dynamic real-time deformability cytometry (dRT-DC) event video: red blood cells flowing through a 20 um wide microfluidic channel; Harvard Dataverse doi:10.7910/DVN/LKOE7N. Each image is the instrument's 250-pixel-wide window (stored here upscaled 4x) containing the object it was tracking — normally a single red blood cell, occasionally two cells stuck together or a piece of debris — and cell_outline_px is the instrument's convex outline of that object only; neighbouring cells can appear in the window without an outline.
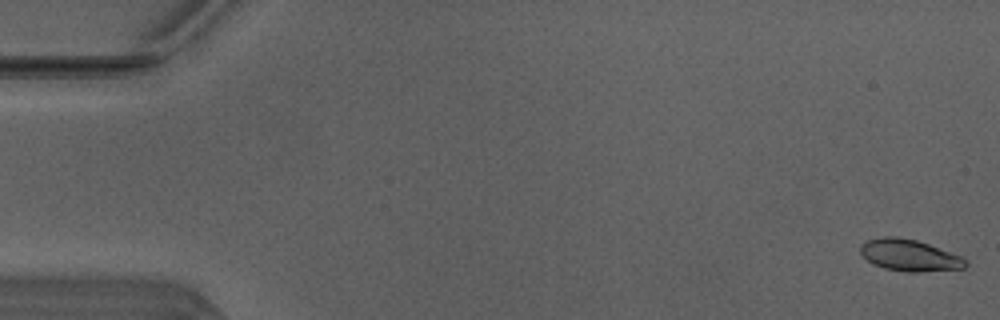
{"species": "Egyptian fruit bat (a non-hibernating species)", "species_latin": "Rousettus aegyptiacus", "temperature_condition": "warm", "stored_images_in_passage": 50, "camera_frame_rate_fps": 3000, "um_per_image_px": 0.085, "animal": {"sex": "male"}, "frame": {"image": 1, "passage_image": 1, "time_ms": 0.0, "image_size_px": [1000, 320], "cell_outline_px": [[968, 264], [964, 268], [916, 272], [908, 272], [884, 268], [872, 264], [860, 252], [860, 244], [868, 240], [880, 236], [896, 236], [916, 240], [964, 256], [968, 260]], "centroid_in_image_um": [77.32, 21.69], "position_along_channel_um": 7.7, "area_um2": 19.54}}
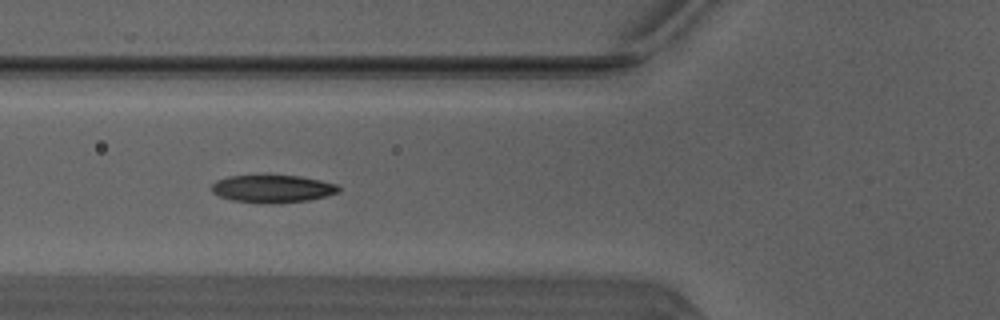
{"frame": {"image": 2, "passage_image": 19, "time_ms": 6.0, "image_size_px": [1000, 320], "cell_outline_px": [[340, 192], [308, 200], [272, 204], [232, 200], [220, 196], [212, 192], [212, 184], [216, 180], [228, 176], [300, 176], [320, 180], [336, 184], [340, 188]], "centroid_in_image_um": [23.17, 16.05], "position_along_channel_um": 102.6, "area_um2": 20.23}}
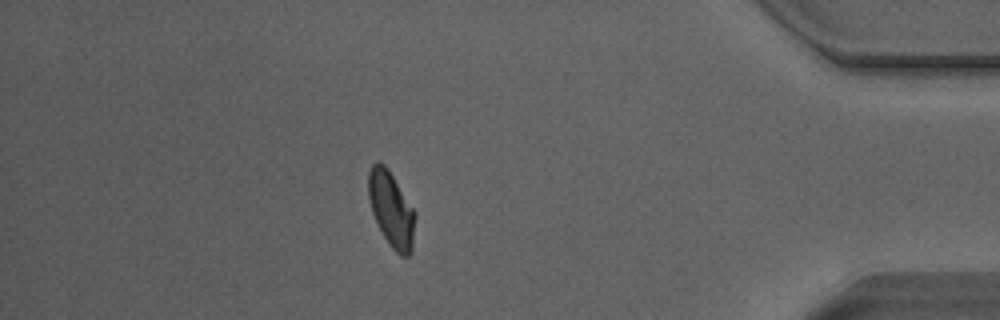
{"frame": {"image": 3, "passage_image": 44, "time_ms": 14.333, "image_size_px": [1000, 320], "cell_outline_px": [[416, 216], [412, 252], [408, 256], [400, 256], [388, 244], [372, 212], [368, 196], [368, 172], [372, 164], [376, 160], [384, 164], [388, 168], [416, 212]], "centroid_in_image_um": [33.27, 17.78], "position_along_channel_um": 401.9, "area_um2": 20.69}, "authors_computed_cell_mechanics": {"area_um2": 20.0566, "velocity_mm_per_s": 4.1118, "shape_relaxation_time_tau1_ms": 4.6153, "shape_relaxation_time_tau2_ms": 2.6015, "deformation_change_tau1": 0.1587, "deformation_change_tau2": 0.0688}}